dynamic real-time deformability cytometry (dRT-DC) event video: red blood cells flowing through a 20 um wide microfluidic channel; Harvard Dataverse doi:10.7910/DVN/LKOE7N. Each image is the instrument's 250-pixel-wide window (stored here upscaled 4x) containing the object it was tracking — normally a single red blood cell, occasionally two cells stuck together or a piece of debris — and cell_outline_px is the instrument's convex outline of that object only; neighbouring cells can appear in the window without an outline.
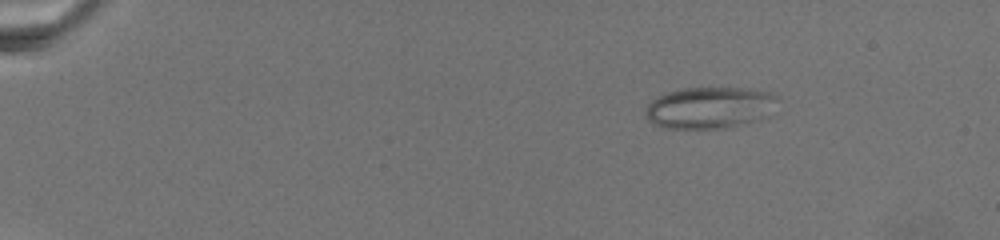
{"species": "common noctule bat (a hibernating species)", "species_latin": "Nyctalus noctula", "temperature_condition": "warm", "stored_images_in_passage": 22, "camera_frame_rate_fps": 3000, "um_per_image_px": 0.085, "animal": {"sex": "female", "body_mass_g": 19.5, "forearm_length_mm": 54.1}, "frame": {"image": 1, "passage_image": 5, "time_ms": 4.0, "image_size_px": [1000, 240], "cell_outline_px": [[784, 112], [772, 116], [724, 128], [664, 128], [648, 120], [644, 112], [648, 104], [652, 100], [668, 92], [684, 88], [740, 88], [772, 92], [780, 96]], "centroid_in_image_um": [60.53, 9.15], "position_along_channel_um": 24.5, "area_um2": 32.95}}
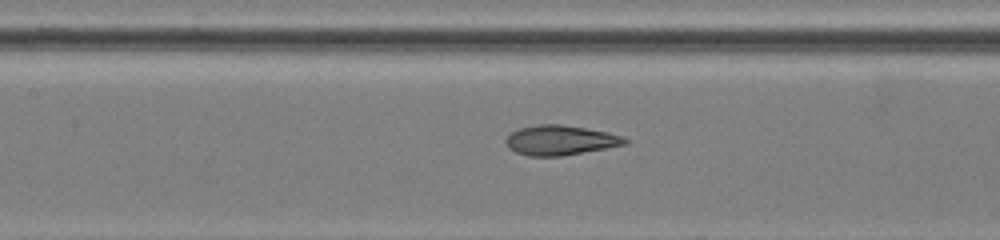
{"frame": {"image": 2, "passage_image": 15, "time_ms": 13.0, "image_size_px": [1000, 240], "cell_outline_px": [[628, 144], [564, 156], [528, 156], [516, 152], [508, 148], [504, 140], [512, 132], [520, 128], [536, 124], [564, 124], [608, 132], [624, 136], [628, 140]], "centroid_in_image_um": [47.64, 11.92], "position_along_channel_um": 159.8, "area_um2": 20.92}}
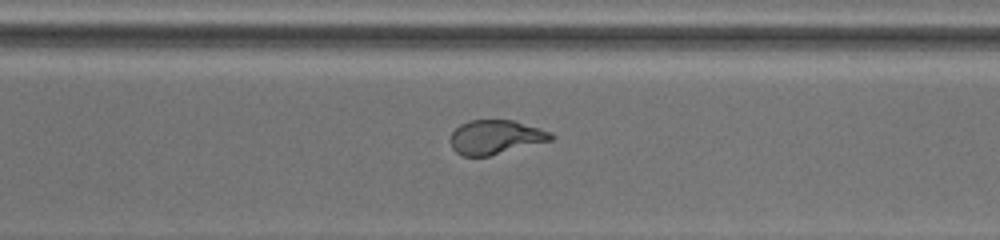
{"frame": {"image": 3, "passage_image": 22, "time_ms": 19.0, "image_size_px": [1000, 240], "cell_outline_px": [[556, 136], [552, 140], [488, 156], [460, 156], [452, 148], [448, 140], [452, 132], [460, 124], [468, 120], [516, 120], [552, 132]], "centroid_in_image_um": [42.11, 11.65], "position_along_channel_um": 328.5, "area_um2": 20.29}}